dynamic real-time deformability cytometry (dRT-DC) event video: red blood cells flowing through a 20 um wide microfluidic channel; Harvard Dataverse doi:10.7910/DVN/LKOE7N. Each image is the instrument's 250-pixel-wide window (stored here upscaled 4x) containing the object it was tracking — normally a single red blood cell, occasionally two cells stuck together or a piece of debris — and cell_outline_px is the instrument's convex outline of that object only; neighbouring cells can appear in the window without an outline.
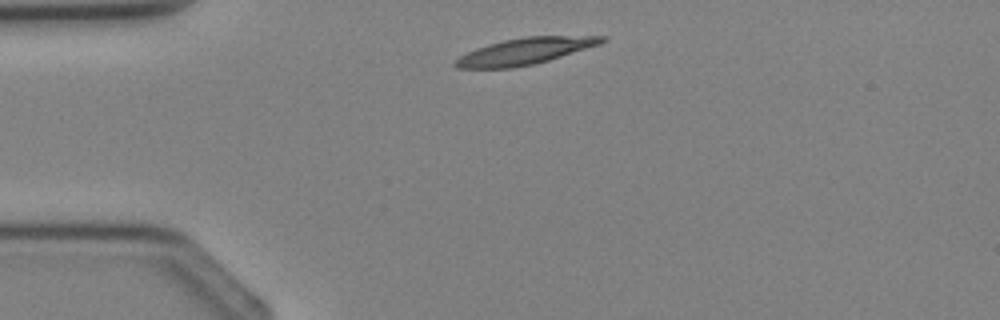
{"species": "Egyptian fruit bat (a non-hibernating species)", "species_latin": "Rousettus aegyptiacus", "temperature_condition": "cold", "stored_images_in_passage": 1, "camera_frame_rate_fps": 3000, "um_per_image_px": 0.085, "animal": {"sex": "female"}, "frame": {"image": 1, "passage_image": 1, "time_ms": 0.0, "image_size_px": [1000, 320], "cell_outline_px": [[608, 40], [600, 44], [548, 60], [532, 64], [512, 68], [456, 68], [452, 64], [460, 56], [476, 48], [488, 44], [504, 40], [524, 36], [608, 36]], "centroid_in_image_um": [44.62, 4.34], "position_along_channel_um": 40.4, "area_um2": 22.43}}